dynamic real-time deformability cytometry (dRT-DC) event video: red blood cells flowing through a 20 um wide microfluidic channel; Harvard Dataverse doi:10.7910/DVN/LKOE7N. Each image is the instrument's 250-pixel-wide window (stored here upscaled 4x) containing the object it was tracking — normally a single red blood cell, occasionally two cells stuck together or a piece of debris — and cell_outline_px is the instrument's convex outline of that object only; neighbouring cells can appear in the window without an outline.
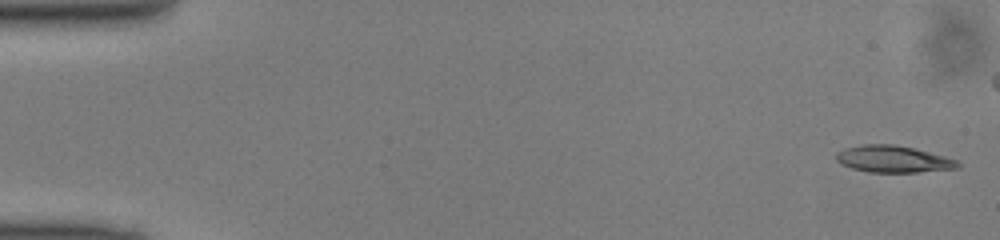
{"species": "common noctule bat (a hibernating species)", "species_latin": "Nyctalus noctula", "temperature_condition": "cold", "stored_images_in_passage": 42, "camera_frame_rate_fps": 3000, "um_per_image_px": 0.085, "animal": {"sex": "male", "body_mass_g": 13.0, "forearm_length_mm": 53.1}, "frame": {"image": 1, "passage_image": 1, "time_ms": 0.0, "image_size_px": [1000, 240], "cell_outline_px": [[960, 168], [920, 172], [868, 172], [852, 168], [840, 164], [836, 160], [836, 152], [844, 148], [864, 144], [892, 144], [912, 148], [944, 156], [956, 160], [960, 164]], "centroid_in_image_um": [75.89, 13.53], "position_along_channel_um": 9.1, "area_um2": 18.96}}
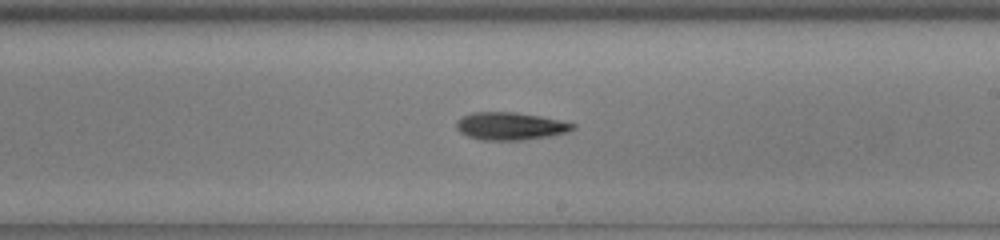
{"frame": {"image": 2, "passage_image": 28, "time_ms": 9.0, "image_size_px": [1000, 240], "cell_outline_px": [[576, 128], [568, 132], [548, 136], [524, 140], [480, 140], [468, 136], [460, 132], [456, 128], [456, 120], [460, 116], [472, 112], [516, 112], [540, 116], [576, 124]], "centroid_in_image_um": [43.34, 10.71], "position_along_channel_um": 245.7, "area_um2": 18.9}}
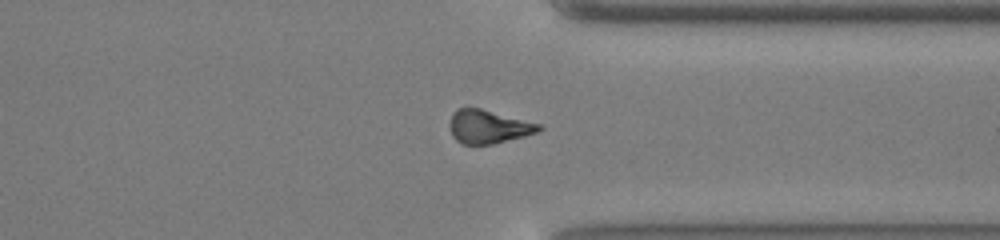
{"frame": {"image": 3, "passage_image": 37, "time_ms": 12.0, "image_size_px": [1000, 240], "cell_outline_px": [[544, 128], [536, 132], [524, 136], [492, 144], [464, 144], [456, 140], [452, 136], [448, 124], [452, 112], [456, 108], [480, 108], [540, 124]], "centroid_in_image_um": [41.46, 10.76], "position_along_channel_um": 369.9, "area_um2": 17.34}}